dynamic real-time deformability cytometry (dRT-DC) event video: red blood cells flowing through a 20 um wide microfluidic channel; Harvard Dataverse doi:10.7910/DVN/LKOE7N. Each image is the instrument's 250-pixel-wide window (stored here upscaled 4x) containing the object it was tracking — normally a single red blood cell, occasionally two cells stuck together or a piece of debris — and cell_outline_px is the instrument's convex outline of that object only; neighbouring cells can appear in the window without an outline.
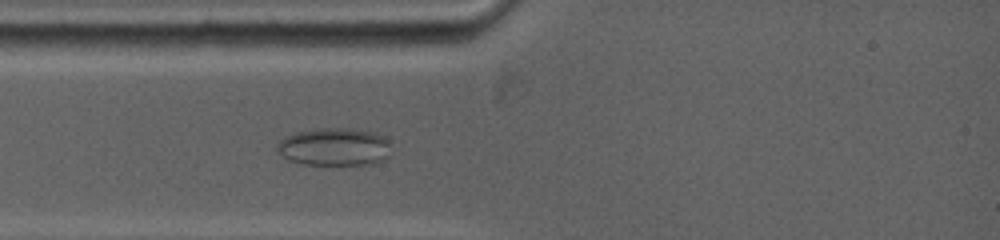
{"species": "common noctule bat (a hibernating species)", "species_latin": "Nyctalus noctula", "temperature_condition": "warm", "stored_images_in_passage": 52, "camera_frame_rate_fps": 5000, "um_per_image_px": 0.085, "animal": {"sex": "female", "body_mass_g": 19.0, "forearm_length_mm": 53.3}, "frame": {"image": 1, "passage_image": 6, "time_ms": 2.4, "image_size_px": [1000, 240], "cell_outline_px": [[388, 156], [384, 160], [368, 164], [304, 164], [288, 160], [280, 156], [276, 148], [276, 144], [284, 136], [296, 132], [316, 128], [348, 128], [376, 132], [388, 140]], "centroid_in_image_um": [28.36, 12.47], "position_along_channel_um": 56.6, "area_um2": 25.2}}
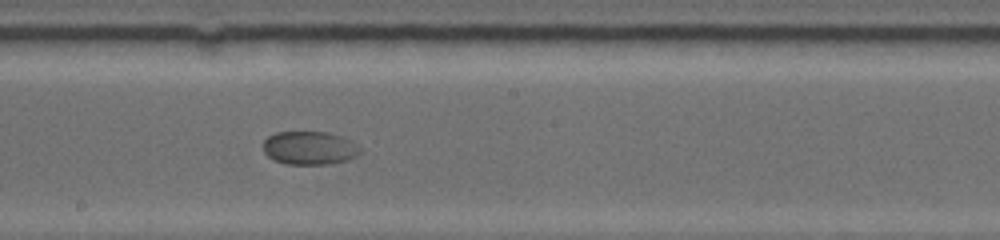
{"frame": {"image": 2, "passage_image": 21, "time_ms": 6.8, "image_size_px": [1000, 240], "cell_outline_px": [[360, 152], [356, 156], [348, 160], [328, 164], [284, 164], [268, 156], [264, 152], [264, 140], [268, 136], [276, 132], [328, 132], [344, 136], [352, 140], [360, 148]], "centroid_in_image_um": [26.33, 12.57], "position_along_channel_um": 221.9, "area_um2": 18.96}}
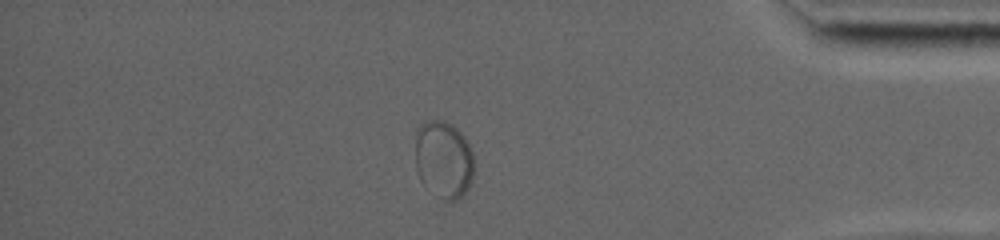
{"frame": {"image": 3, "passage_image": 40, "time_ms": 12.4, "image_size_px": [1000, 240], "cell_outline_px": [[472, 180], [468, 188], [452, 204], [444, 200], [420, 180], [416, 172], [416, 128], [420, 124], [432, 120], [444, 120], [452, 124], [464, 136], [472, 152]], "centroid_in_image_um": [37.69, 13.54], "position_along_channel_um": 397.5, "area_um2": 26.41}}